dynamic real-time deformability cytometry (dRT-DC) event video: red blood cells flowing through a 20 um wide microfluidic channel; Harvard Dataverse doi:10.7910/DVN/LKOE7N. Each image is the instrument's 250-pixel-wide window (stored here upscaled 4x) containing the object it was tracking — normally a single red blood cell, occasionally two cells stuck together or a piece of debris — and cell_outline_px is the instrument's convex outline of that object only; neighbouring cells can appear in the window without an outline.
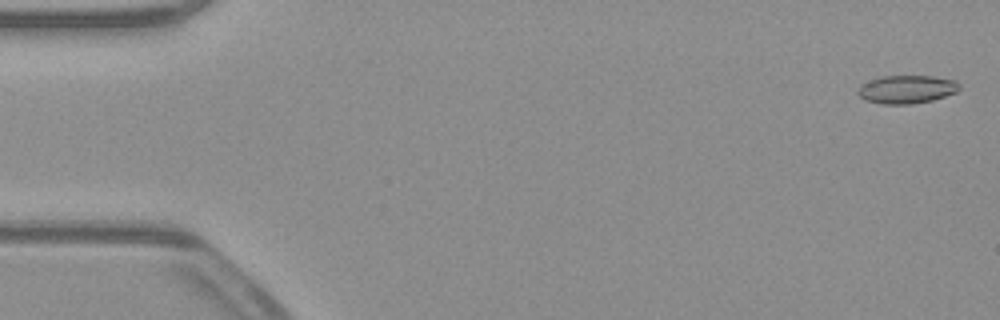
{"species": "common noctule bat (a hibernating species)", "species_latin": "Nyctalus noctula", "temperature_condition": "warm", "stored_images_in_passage": 53, "camera_frame_rate_fps": 3000, "um_per_image_px": 0.085, "animal": {"sex": "male", "body_mass_g": 23.1, "forearm_length_mm": 52.7}, "frame": {"image": 1, "passage_image": 2, "time_ms": 0.333, "image_size_px": [1000, 320], "cell_outline_px": [[960, 88], [956, 92], [932, 100], [912, 104], [884, 104], [864, 100], [856, 92], [860, 84], [884, 76], [932, 76], [956, 80], [960, 84]], "centroid_in_image_um": [77.07, 7.59], "position_along_channel_um": 7.9, "area_um2": 16.65}}
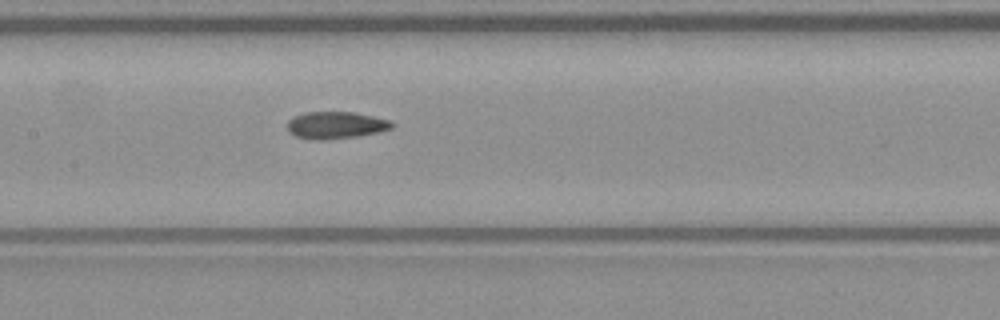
{"frame": {"image": 2, "passage_image": 26, "time_ms": 8.333, "image_size_px": [1000, 320], "cell_outline_px": [[396, 124], [392, 128], [380, 132], [356, 136], [324, 140], [312, 140], [296, 136], [288, 132], [288, 120], [304, 112], [352, 112], [372, 116], [388, 120]], "centroid_in_image_um": [28.54, 10.64], "position_along_channel_um": 178.9, "area_um2": 16.47}}
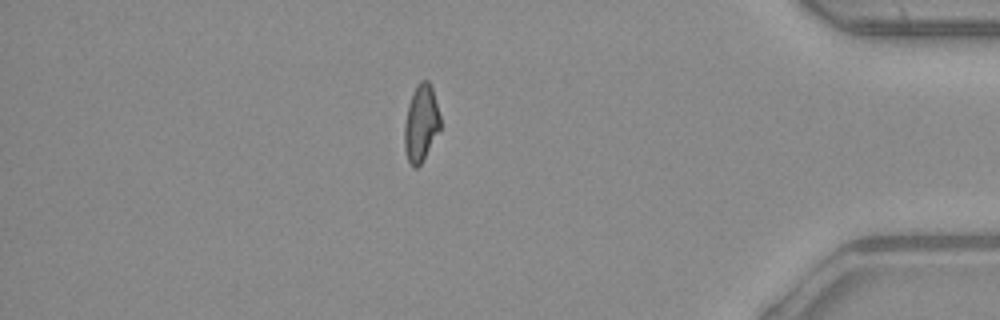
{"frame": {"image": 3, "passage_image": 46, "time_ms": 15.0, "image_size_px": [1000, 320], "cell_outline_px": [[440, 128], [420, 164], [416, 168], [412, 168], [408, 160], [404, 148], [404, 124], [408, 104], [412, 92], [416, 84], [420, 80], [428, 80], [432, 88], [440, 116]], "centroid_in_image_um": [35.76, 10.44], "position_along_channel_um": 399.4, "area_um2": 15.95}, "authors_computed_cell_mechanics": {"area_um2": 16.473, "velocity_mm_per_s": 3.9394, "shape_relaxation_time_tau1_ms": null, "shape_relaxation_time_tau2_ms": 3.6879, "deformation_change_tau1": null, "deformation_change_tau2": 0.1207}}